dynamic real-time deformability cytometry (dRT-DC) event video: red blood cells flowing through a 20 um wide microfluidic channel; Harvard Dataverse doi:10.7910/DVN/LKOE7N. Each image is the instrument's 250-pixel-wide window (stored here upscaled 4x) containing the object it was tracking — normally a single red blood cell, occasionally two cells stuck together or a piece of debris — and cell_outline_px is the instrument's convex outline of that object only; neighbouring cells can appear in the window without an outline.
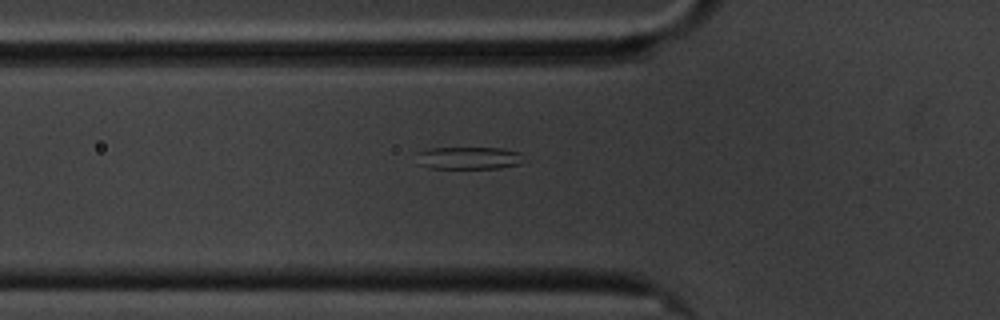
{"species": "common noctule bat (a hibernating species)", "species_latin": "Nyctalus noctula", "temperature_condition": "cold", "stored_images_in_passage": 39, "camera_frame_rate_fps": 3000, "um_per_image_px": 0.085, "animal": {"sex": "male", "body_mass_g": 20.1, "forearm_length_mm": 53.5}, "frame": {"image": 1, "passage_image": 2, "time_ms": 0.333, "image_size_px": [1000, 320], "cell_outline_px": [[520, 164], [500, 168], [428, 168], [416, 164], [416, 152], [428, 148], [500, 148], [520, 152]], "centroid_in_image_um": [39.72, 13.43], "position_along_channel_um": 86.1, "area_um2": 14.1}}
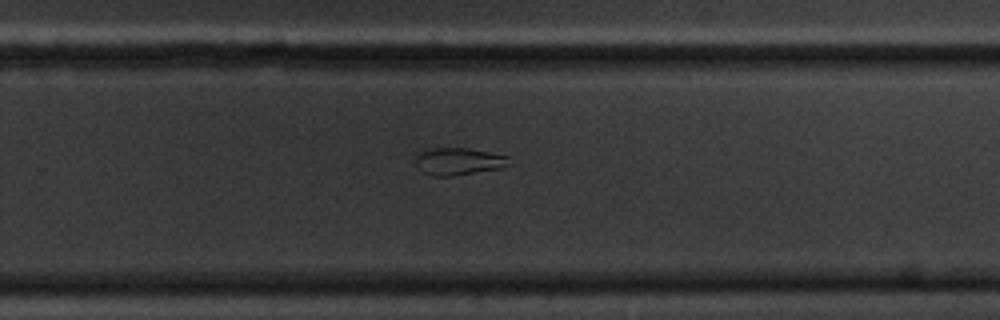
{"frame": {"image": 2, "passage_image": 20, "time_ms": 6.333, "image_size_px": [1000, 320], "cell_outline_px": [[512, 164], [500, 168], [452, 176], [432, 176], [424, 172], [416, 164], [416, 152], [432, 148], [468, 148], [508, 156]], "centroid_in_image_um": [38.98, 13.71], "position_along_channel_um": 290.8, "area_um2": 14.85}}
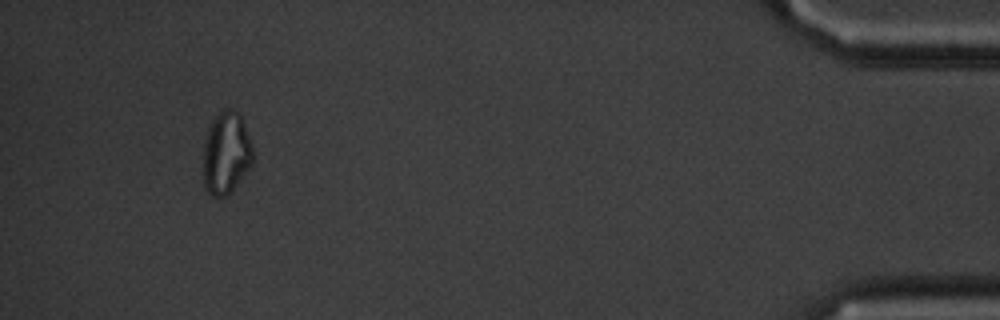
{"frame": {"image": 3, "passage_image": 37, "time_ms": 12.0, "image_size_px": [1000, 320], "cell_outline_px": [[252, 164], [232, 188], [224, 196], [212, 196], [204, 188], [204, 144], [208, 128], [212, 120], [224, 108], [232, 108], [240, 116], [248, 136], [252, 148]], "centroid_in_image_um": [19.19, 12.99], "position_along_channel_um": 416.0, "area_um2": 23.12}}